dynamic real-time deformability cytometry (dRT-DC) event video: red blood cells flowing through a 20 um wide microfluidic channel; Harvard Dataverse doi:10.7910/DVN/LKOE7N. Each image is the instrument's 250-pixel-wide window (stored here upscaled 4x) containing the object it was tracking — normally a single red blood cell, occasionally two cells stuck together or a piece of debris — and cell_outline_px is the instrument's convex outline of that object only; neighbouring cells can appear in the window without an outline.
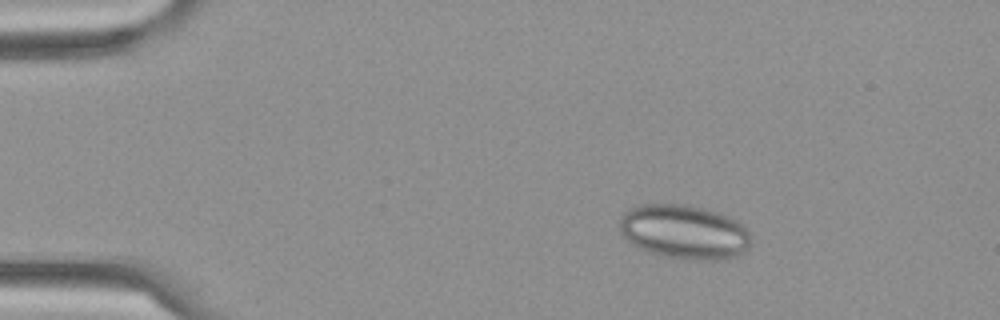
{"species": "Egyptian fruit bat (a non-hibernating species)", "species_latin": "Rousettus aegyptiacus", "temperature_condition": "cold", "stored_images_in_passage": 8, "camera_frame_rate_fps": 3000, "um_per_image_px": 0.085, "frame": {"image": 1, "passage_image": 1, "time_ms": 0.0, "image_size_px": [1000, 320], "cell_outline_px": [[752, 244], [748, 248], [736, 256], [724, 260], [688, 260], [668, 256], [652, 252], [640, 248], [628, 240], [620, 232], [620, 216], [628, 208], [640, 204], [680, 204], [700, 208], [716, 212], [728, 216], [736, 220], [748, 232], [752, 240]], "centroid_in_image_um": [58.16, 19.71], "position_along_channel_um": 26.8, "area_um2": 41.38}}
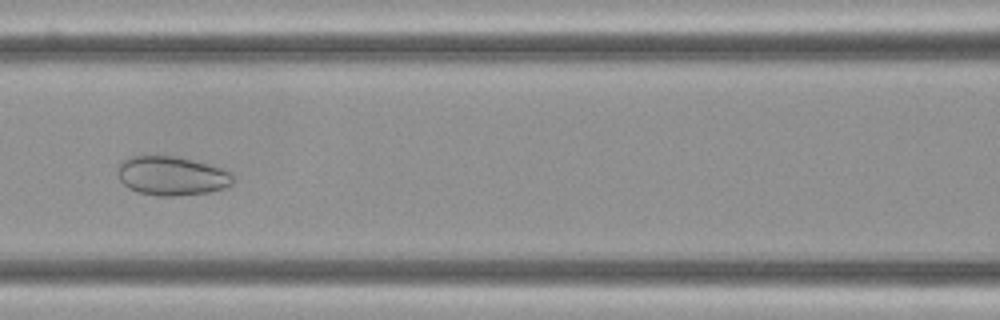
{"frame": {"image": 2, "passage_image": 6, "time_ms": 1.667, "image_size_px": [1000, 320], "cell_outline_px": [[232, 184], [224, 188], [208, 192], [172, 196], [160, 196], [136, 192], [128, 188], [116, 176], [116, 168], [128, 156], [176, 156], [208, 164], [220, 168], [228, 172], [232, 176]], "centroid_in_image_um": [14.53, 14.95], "position_along_channel_um": 152.1, "area_um2": 26.18}}
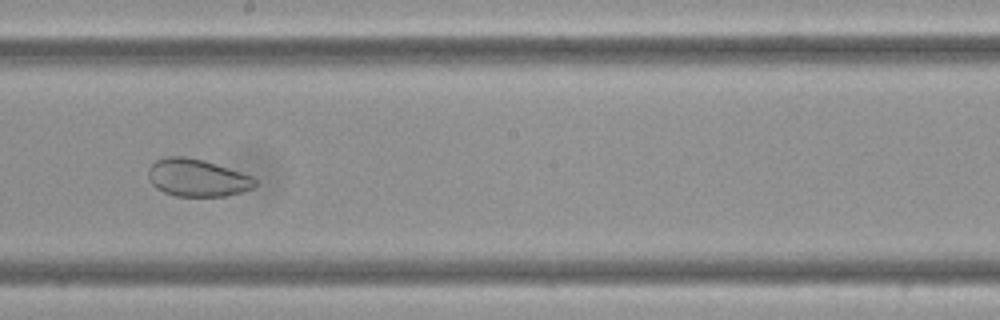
{"frame": {"image": 3, "passage_image": 8, "time_ms": 2.333, "image_size_px": [1000, 320], "cell_outline_px": [[256, 184], [252, 188], [240, 192], [224, 196], [176, 196], [164, 192], [156, 188], [152, 184], [148, 176], [148, 168], [156, 160], [168, 156], [184, 156], [204, 160], [252, 176], [256, 180]], "centroid_in_image_um": [16.73, 15.11], "position_along_channel_um": 231.5, "area_um2": 23.18}}